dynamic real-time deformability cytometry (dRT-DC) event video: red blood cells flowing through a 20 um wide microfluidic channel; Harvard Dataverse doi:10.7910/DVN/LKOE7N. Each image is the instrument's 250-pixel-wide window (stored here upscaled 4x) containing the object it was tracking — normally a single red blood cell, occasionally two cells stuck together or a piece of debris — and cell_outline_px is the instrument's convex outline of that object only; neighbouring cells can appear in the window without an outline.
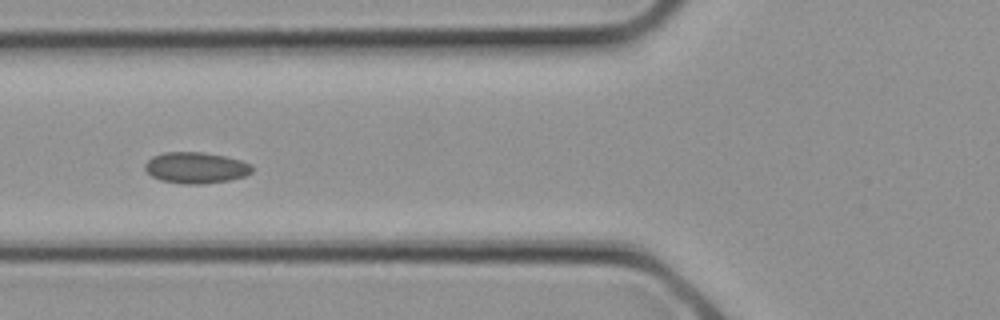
{"species": "common noctule bat (a hibernating species)", "species_latin": "Nyctalus noctula", "temperature_condition": "cold", "stored_images_in_passage": 12, "camera_frame_rate_fps": 3000, "um_per_image_px": 0.085, "animal": {"sex": "female", "body_mass_g": 21.9}, "frame": {"image": 1, "passage_image": 9, "time_ms": 2.667, "image_size_px": [1000, 320], "cell_outline_px": [[252, 172], [244, 176], [228, 180], [204, 184], [184, 184], [160, 180], [152, 176], [144, 168], [144, 164], [152, 156], [164, 152], [204, 152], [224, 156], [240, 160], [252, 164]], "centroid_in_image_um": [16.64, 14.25], "position_along_channel_um": 109.2, "area_um2": 19.48}}
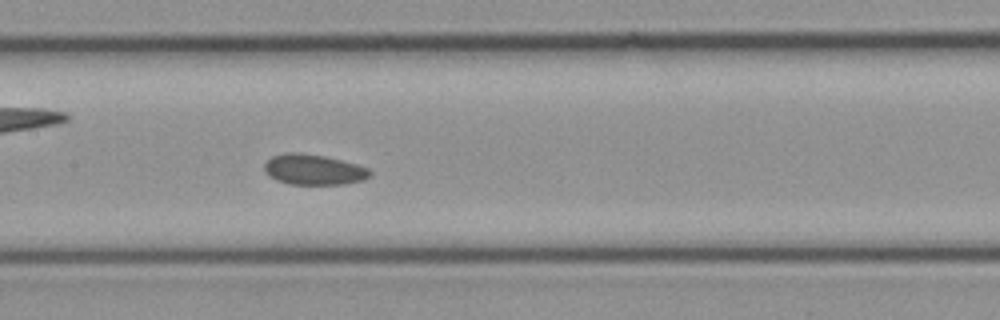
{"frame": {"image": 2, "passage_image": 12, "time_ms": 3.667, "image_size_px": [1000, 320], "cell_outline_px": [[372, 172], [364, 180], [344, 184], [288, 184], [276, 180], [268, 176], [264, 172], [264, 164], [272, 156], [284, 152], [300, 152], [324, 156], [356, 164], [368, 168]], "centroid_in_image_um": [26.61, 14.41], "position_along_channel_um": 180.8, "area_um2": 18.84}}